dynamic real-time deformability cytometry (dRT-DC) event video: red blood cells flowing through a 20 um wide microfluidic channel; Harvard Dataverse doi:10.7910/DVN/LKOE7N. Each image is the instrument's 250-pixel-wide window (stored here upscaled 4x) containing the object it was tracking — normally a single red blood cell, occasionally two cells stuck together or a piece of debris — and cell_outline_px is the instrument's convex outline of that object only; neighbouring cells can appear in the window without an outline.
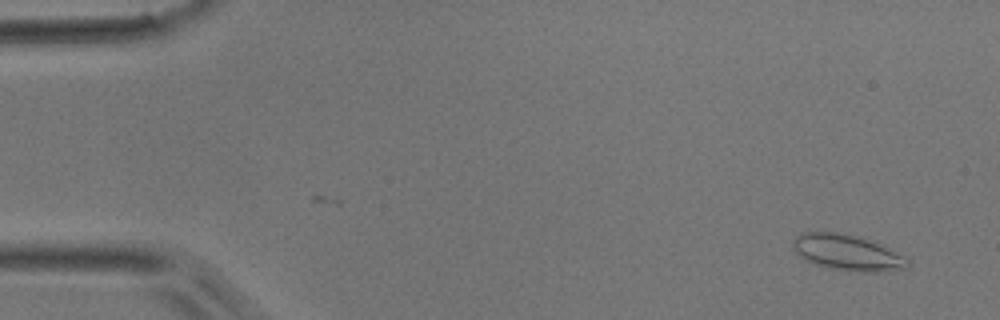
{"species": "common noctule bat (a hibernating species)", "species_latin": "Nyctalus noctula", "temperature_condition": "room temperature", "stored_images_in_passage": 50, "camera_frame_rate_fps": 3000, "um_per_image_px": 0.085, "animal": {"sex": "male", "body_mass_g": 17.9}, "frame": {"image": 1, "passage_image": 2, "time_ms": 0.333, "image_size_px": [1000, 320], "cell_outline_px": [[912, 264], [904, 268], [880, 272], [860, 272], [828, 268], [804, 260], [792, 248], [792, 240], [796, 236], [804, 232], [836, 232], [856, 236], [872, 240], [912, 260]], "centroid_in_image_um": [72.03, 21.47], "position_along_channel_um": 13.0, "area_um2": 24.1}}
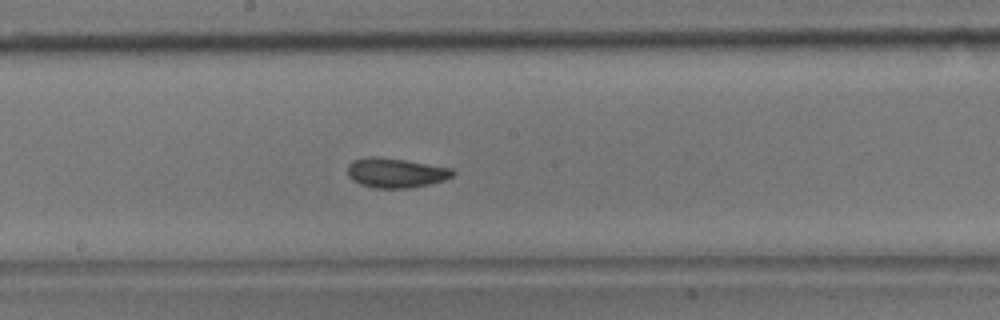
{"frame": {"image": 2, "passage_image": 26, "time_ms": 8.333, "image_size_px": [1000, 320], "cell_outline_px": [[456, 172], [452, 176], [444, 180], [428, 184], [408, 188], [372, 188], [360, 184], [352, 180], [348, 176], [348, 164], [352, 160], [364, 156], [372, 156], [404, 160], [452, 168]], "centroid_in_image_um": [33.6, 14.69], "position_along_channel_um": 214.6, "area_um2": 18.21}}
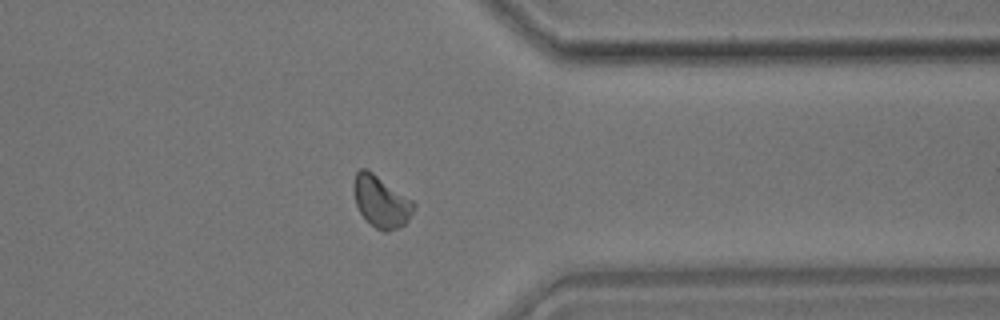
{"frame": {"image": 3, "passage_image": 39, "time_ms": 12.667, "image_size_px": [1000, 320], "cell_outline_px": [[416, 208], [408, 220], [400, 228], [388, 232], [384, 232], [376, 228], [360, 212], [356, 204], [352, 188], [352, 180], [356, 172], [360, 168], [368, 168], [412, 200], [416, 204]], "centroid_in_image_um": [32.38, 17.11], "position_along_channel_um": 379.0, "area_um2": 18.32}}